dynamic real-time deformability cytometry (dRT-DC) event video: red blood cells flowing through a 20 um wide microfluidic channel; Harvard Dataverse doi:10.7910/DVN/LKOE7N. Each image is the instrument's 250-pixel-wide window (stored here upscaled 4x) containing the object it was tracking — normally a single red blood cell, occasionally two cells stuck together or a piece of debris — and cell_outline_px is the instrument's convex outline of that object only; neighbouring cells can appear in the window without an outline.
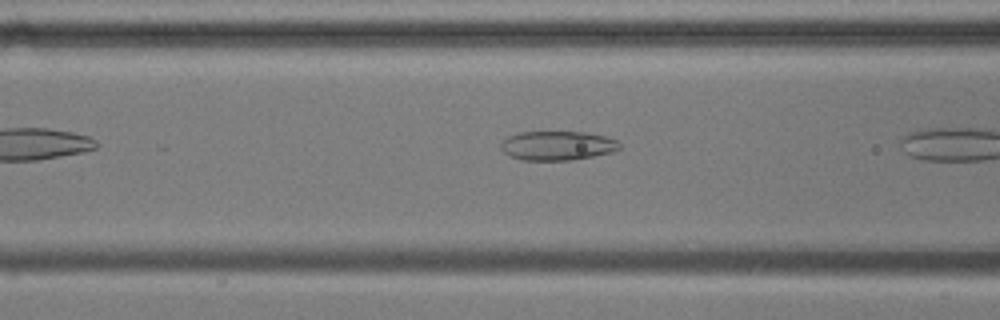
{"species": "common noctule bat (a hibernating species)", "species_latin": "Nyctalus noctula", "temperature_condition": "cold", "stored_images_in_passage": 16, "camera_frame_rate_fps": 3000, "um_per_image_px": 0.085, "animal": {"sex": "male", "body_mass_g": 17.9, "forearm_length_mm": 54.2}, "frame": {"image": 1, "passage_image": 12, "time_ms": 3.667, "image_size_px": [1000, 320], "cell_outline_px": [[620, 148], [612, 152], [592, 156], [568, 160], [520, 160], [508, 156], [500, 148], [500, 144], [508, 136], [516, 132], [584, 132], [604, 136], [616, 140], [620, 144]], "centroid_in_image_um": [47.32, 12.38], "position_along_channel_um": 119.3, "area_um2": 20.17}}